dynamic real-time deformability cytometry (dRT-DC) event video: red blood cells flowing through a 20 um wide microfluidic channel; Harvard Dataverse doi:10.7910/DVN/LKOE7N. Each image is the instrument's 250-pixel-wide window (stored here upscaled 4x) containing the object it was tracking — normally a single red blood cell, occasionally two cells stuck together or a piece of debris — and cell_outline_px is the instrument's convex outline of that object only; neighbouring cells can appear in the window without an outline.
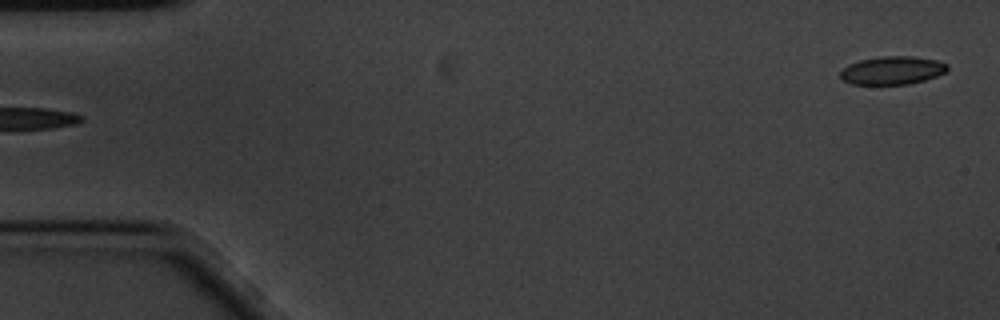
{"species": "common noctule bat (a hibernating species)", "species_latin": "Nyctalus noctula", "temperature_condition": "cold", "stored_images_in_passage": 6, "segment_of_instrument_passage": [2, 2], "camera_frame_rate_fps": 3000, "um_per_image_px": 0.085, "animal": {"sex": "male", "body_mass_g": 20.1, "forearm_length_mm": 53.5}, "frame": {"image": 1, "passage_image": 6, "time_ms": 1.667, "image_size_px": [1000, 320], "cell_outline_px": [[948, 68], [944, 72], [936, 76], [924, 80], [908, 84], [852, 84], [844, 80], [840, 76], [840, 72], [848, 64], [860, 60], [880, 56], [912, 56], [936, 60], [948, 64]], "centroid_in_image_um": [75.84, 5.97], "position_along_channel_um": 9.2, "area_um2": 17.46}}